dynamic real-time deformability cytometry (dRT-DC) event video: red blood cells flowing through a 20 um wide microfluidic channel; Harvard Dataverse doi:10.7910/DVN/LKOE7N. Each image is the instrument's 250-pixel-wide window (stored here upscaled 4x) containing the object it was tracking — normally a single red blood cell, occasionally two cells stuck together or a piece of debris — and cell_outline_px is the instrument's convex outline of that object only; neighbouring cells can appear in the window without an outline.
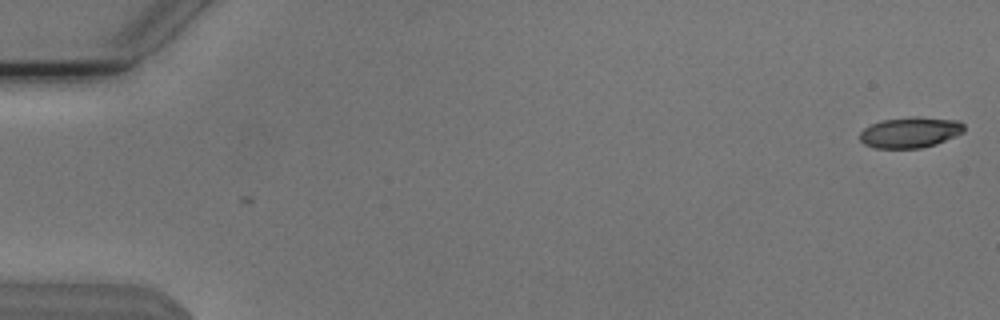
{"species": "Egyptian fruit bat (a non-hibernating species)", "species_latin": "Rousettus aegyptiacus", "temperature_condition": "cold", "stored_images_in_passage": 2, "camera_frame_rate_fps": 3000, "um_per_image_px": 0.085, "animal": {"sex": "male"}, "frame": {"image": 1, "passage_image": 1, "time_ms": 0.0, "image_size_px": [1000, 320], "cell_outline_px": [[964, 132], [936, 144], [920, 148], [876, 148], [864, 144], [860, 140], [860, 132], [864, 128], [872, 124], [884, 120], [912, 116], [916, 116], [960, 120], [964, 124]], "centroid_in_image_um": [77.39, 11.24], "position_along_channel_um": 7.6, "area_um2": 18.73}}